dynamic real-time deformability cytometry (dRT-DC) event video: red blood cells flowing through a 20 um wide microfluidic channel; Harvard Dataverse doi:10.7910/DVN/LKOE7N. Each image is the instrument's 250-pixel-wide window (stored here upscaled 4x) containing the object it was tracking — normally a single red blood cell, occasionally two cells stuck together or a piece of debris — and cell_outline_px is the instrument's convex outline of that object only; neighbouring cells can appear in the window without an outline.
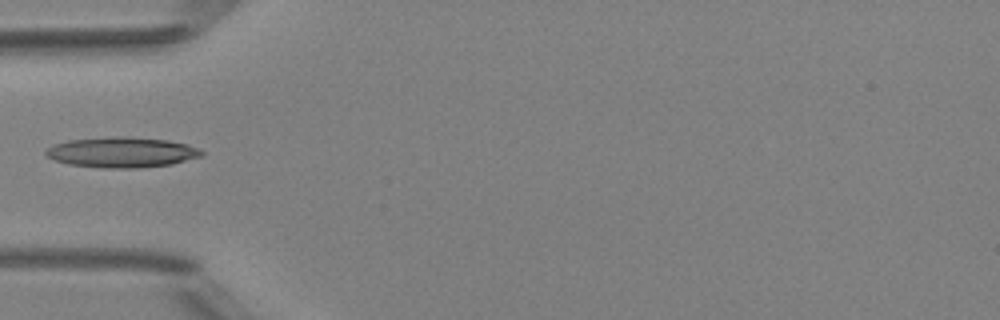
{"species": "Egyptian fruit bat (a non-hibernating species)", "species_latin": "Rousettus aegyptiacus", "temperature_condition": "room temperature", "stored_images_in_passage": 4, "camera_frame_rate_fps": 3000, "um_per_image_px": 0.085, "animal": {"sex": "female"}, "frame": {"image": 1, "passage_image": 4, "time_ms": 4.333, "image_size_px": [1000, 320], "cell_outline_px": [[204, 156], [172, 164], [136, 168], [100, 168], [68, 164], [56, 160], [48, 156], [44, 152], [52, 144], [68, 140], [120, 136], [168, 140], [188, 144], [200, 148], [204, 152]], "centroid_in_image_um": [10.39, 12.95], "position_along_channel_um": 74.6, "area_um2": 27.69}}